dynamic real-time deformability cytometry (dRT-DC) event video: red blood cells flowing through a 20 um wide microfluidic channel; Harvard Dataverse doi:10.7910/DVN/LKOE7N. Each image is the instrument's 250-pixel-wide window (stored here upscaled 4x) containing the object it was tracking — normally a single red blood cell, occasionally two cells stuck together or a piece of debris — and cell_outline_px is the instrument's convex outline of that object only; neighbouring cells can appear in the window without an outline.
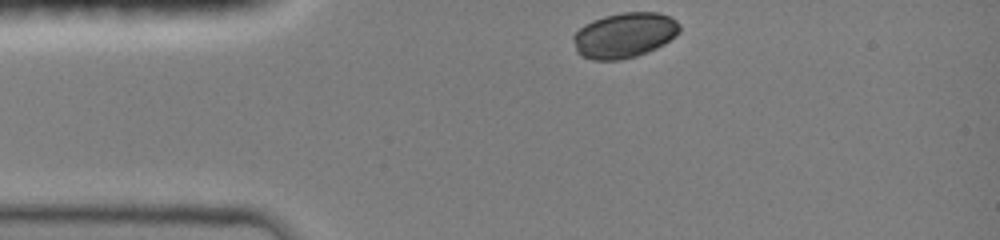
{"species": "common noctule bat (a hibernating species)", "species_latin": "Nyctalus noctula", "temperature_condition": "room temperature", "stored_images_in_passage": 33, "camera_frame_rate_fps": 3000, "um_per_image_px": 0.085, "animal": {"sex": "female", "body_mass_g": 19.0, "forearm_length_mm": 51.5}, "frame": {"image": 1, "passage_image": 1, "time_ms": 0.0, "image_size_px": [1000, 240], "cell_outline_px": [[680, 32], [676, 36], [664, 44], [648, 52], [636, 56], [620, 60], [592, 60], [580, 56], [576, 52], [572, 40], [572, 36], [584, 24], [592, 20], [604, 16], [624, 12], [656, 12], [668, 16], [676, 20], [680, 24]], "centroid_in_image_um": [53.05, 3.0], "position_along_channel_um": 31.9, "area_um2": 28.32}}
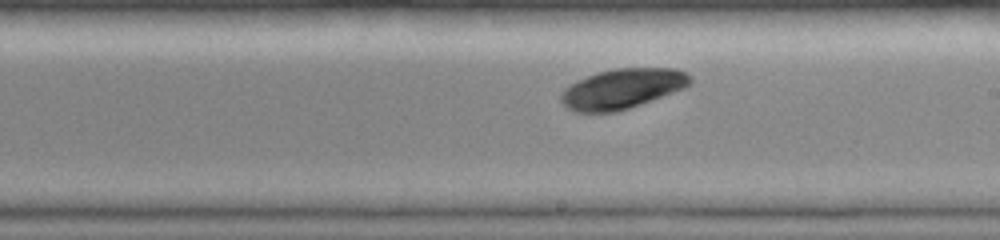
{"frame": {"image": 2, "passage_image": 19, "time_ms": 6.0, "image_size_px": [1000, 240], "cell_outline_px": [[692, 84], [684, 88], [640, 104], [616, 112], [576, 112], [568, 108], [560, 100], [560, 96], [564, 88], [568, 84], [576, 80], [596, 72], [616, 68], [676, 68], [688, 72], [692, 80]], "centroid_in_image_um": [52.89, 7.52], "position_along_channel_um": 236.1, "area_um2": 30.23}}
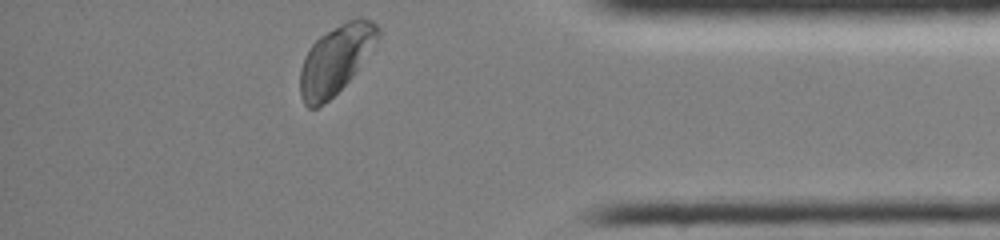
{"frame": {"image": 3, "passage_image": 33, "time_ms": 10.667, "image_size_px": [1000, 240], "cell_outline_px": [[380, 36], [352, 76], [328, 100], [316, 108], [308, 108], [304, 104], [300, 96], [300, 68], [304, 56], [312, 44], [320, 36], [340, 24], [356, 16], [360, 16], [372, 20], [380, 28]], "centroid_in_image_um": [28.52, 5.03], "position_along_channel_um": 406.7, "area_um2": 30.75}}